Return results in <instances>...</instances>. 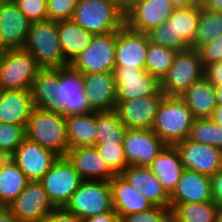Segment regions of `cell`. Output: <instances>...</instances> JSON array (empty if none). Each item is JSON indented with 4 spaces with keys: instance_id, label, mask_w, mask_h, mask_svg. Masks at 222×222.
Returning <instances> with one entry per match:
<instances>
[{
    "instance_id": "6da1fadb",
    "label": "cell",
    "mask_w": 222,
    "mask_h": 222,
    "mask_svg": "<svg viewBox=\"0 0 222 222\" xmlns=\"http://www.w3.org/2000/svg\"><path fill=\"white\" fill-rule=\"evenodd\" d=\"M34 106L63 116L92 112L83 74L71 65L42 69L31 88Z\"/></svg>"
},
{
    "instance_id": "7a4b0ae2",
    "label": "cell",
    "mask_w": 222,
    "mask_h": 222,
    "mask_svg": "<svg viewBox=\"0 0 222 222\" xmlns=\"http://www.w3.org/2000/svg\"><path fill=\"white\" fill-rule=\"evenodd\" d=\"M195 117L179 96H164L161 100L153 132L169 146L188 139Z\"/></svg>"
},
{
    "instance_id": "3957f363",
    "label": "cell",
    "mask_w": 222,
    "mask_h": 222,
    "mask_svg": "<svg viewBox=\"0 0 222 222\" xmlns=\"http://www.w3.org/2000/svg\"><path fill=\"white\" fill-rule=\"evenodd\" d=\"M25 132L27 139L54 151L59 156H66L69 150L66 116L61 113L35 107Z\"/></svg>"
},
{
    "instance_id": "277c9868",
    "label": "cell",
    "mask_w": 222,
    "mask_h": 222,
    "mask_svg": "<svg viewBox=\"0 0 222 222\" xmlns=\"http://www.w3.org/2000/svg\"><path fill=\"white\" fill-rule=\"evenodd\" d=\"M72 20L94 35L118 31L125 25L120 5L111 0H79Z\"/></svg>"
},
{
    "instance_id": "5b68a950",
    "label": "cell",
    "mask_w": 222,
    "mask_h": 222,
    "mask_svg": "<svg viewBox=\"0 0 222 222\" xmlns=\"http://www.w3.org/2000/svg\"><path fill=\"white\" fill-rule=\"evenodd\" d=\"M23 49L29 52L43 69L70 65L64 58L58 40L57 21L32 22Z\"/></svg>"
},
{
    "instance_id": "8992f818",
    "label": "cell",
    "mask_w": 222,
    "mask_h": 222,
    "mask_svg": "<svg viewBox=\"0 0 222 222\" xmlns=\"http://www.w3.org/2000/svg\"><path fill=\"white\" fill-rule=\"evenodd\" d=\"M205 68L197 49L177 52L167 74L161 80L165 96H181L193 83L204 77Z\"/></svg>"
},
{
    "instance_id": "52a82bcc",
    "label": "cell",
    "mask_w": 222,
    "mask_h": 222,
    "mask_svg": "<svg viewBox=\"0 0 222 222\" xmlns=\"http://www.w3.org/2000/svg\"><path fill=\"white\" fill-rule=\"evenodd\" d=\"M43 68L24 49H6L0 62V86L4 90H31Z\"/></svg>"
},
{
    "instance_id": "ba28073f",
    "label": "cell",
    "mask_w": 222,
    "mask_h": 222,
    "mask_svg": "<svg viewBox=\"0 0 222 222\" xmlns=\"http://www.w3.org/2000/svg\"><path fill=\"white\" fill-rule=\"evenodd\" d=\"M65 208L86 219L106 212H115L112 191L108 181L84 180Z\"/></svg>"
},
{
    "instance_id": "9c48e42d",
    "label": "cell",
    "mask_w": 222,
    "mask_h": 222,
    "mask_svg": "<svg viewBox=\"0 0 222 222\" xmlns=\"http://www.w3.org/2000/svg\"><path fill=\"white\" fill-rule=\"evenodd\" d=\"M117 31L94 35L91 43L70 65L83 75L114 72Z\"/></svg>"
},
{
    "instance_id": "30bf717a",
    "label": "cell",
    "mask_w": 222,
    "mask_h": 222,
    "mask_svg": "<svg viewBox=\"0 0 222 222\" xmlns=\"http://www.w3.org/2000/svg\"><path fill=\"white\" fill-rule=\"evenodd\" d=\"M55 207H65L84 181L66 156H60L39 180Z\"/></svg>"
},
{
    "instance_id": "8fae6325",
    "label": "cell",
    "mask_w": 222,
    "mask_h": 222,
    "mask_svg": "<svg viewBox=\"0 0 222 222\" xmlns=\"http://www.w3.org/2000/svg\"><path fill=\"white\" fill-rule=\"evenodd\" d=\"M116 101H128L142 96L165 95L161 81L145 69L115 66Z\"/></svg>"
},
{
    "instance_id": "7c38bea8",
    "label": "cell",
    "mask_w": 222,
    "mask_h": 222,
    "mask_svg": "<svg viewBox=\"0 0 222 222\" xmlns=\"http://www.w3.org/2000/svg\"><path fill=\"white\" fill-rule=\"evenodd\" d=\"M8 208L21 222H40L56 207L40 181H29Z\"/></svg>"
},
{
    "instance_id": "4fadbf2b",
    "label": "cell",
    "mask_w": 222,
    "mask_h": 222,
    "mask_svg": "<svg viewBox=\"0 0 222 222\" xmlns=\"http://www.w3.org/2000/svg\"><path fill=\"white\" fill-rule=\"evenodd\" d=\"M123 146L129 166L149 167L167 145L152 129H128L124 136Z\"/></svg>"
},
{
    "instance_id": "5bb4252c",
    "label": "cell",
    "mask_w": 222,
    "mask_h": 222,
    "mask_svg": "<svg viewBox=\"0 0 222 222\" xmlns=\"http://www.w3.org/2000/svg\"><path fill=\"white\" fill-rule=\"evenodd\" d=\"M174 146L179 151L185 170L212 177L222 168V150L219 148L203 145L189 138Z\"/></svg>"
},
{
    "instance_id": "9a60e30c",
    "label": "cell",
    "mask_w": 222,
    "mask_h": 222,
    "mask_svg": "<svg viewBox=\"0 0 222 222\" xmlns=\"http://www.w3.org/2000/svg\"><path fill=\"white\" fill-rule=\"evenodd\" d=\"M60 156L25 138L10 158L30 181H39Z\"/></svg>"
},
{
    "instance_id": "2e32d148",
    "label": "cell",
    "mask_w": 222,
    "mask_h": 222,
    "mask_svg": "<svg viewBox=\"0 0 222 222\" xmlns=\"http://www.w3.org/2000/svg\"><path fill=\"white\" fill-rule=\"evenodd\" d=\"M165 95H150L116 101L115 112L128 129H152L158 106Z\"/></svg>"
},
{
    "instance_id": "e0dca14e",
    "label": "cell",
    "mask_w": 222,
    "mask_h": 222,
    "mask_svg": "<svg viewBox=\"0 0 222 222\" xmlns=\"http://www.w3.org/2000/svg\"><path fill=\"white\" fill-rule=\"evenodd\" d=\"M147 33L128 28L126 25L117 31L115 66L144 69L149 47Z\"/></svg>"
},
{
    "instance_id": "ac0fdd59",
    "label": "cell",
    "mask_w": 222,
    "mask_h": 222,
    "mask_svg": "<svg viewBox=\"0 0 222 222\" xmlns=\"http://www.w3.org/2000/svg\"><path fill=\"white\" fill-rule=\"evenodd\" d=\"M31 23L13 0L0 2V41L5 49H23Z\"/></svg>"
},
{
    "instance_id": "d6986e66",
    "label": "cell",
    "mask_w": 222,
    "mask_h": 222,
    "mask_svg": "<svg viewBox=\"0 0 222 222\" xmlns=\"http://www.w3.org/2000/svg\"><path fill=\"white\" fill-rule=\"evenodd\" d=\"M66 157L83 180L109 182L116 175L108 167L95 146L70 148Z\"/></svg>"
},
{
    "instance_id": "ffe728a7",
    "label": "cell",
    "mask_w": 222,
    "mask_h": 222,
    "mask_svg": "<svg viewBox=\"0 0 222 222\" xmlns=\"http://www.w3.org/2000/svg\"><path fill=\"white\" fill-rule=\"evenodd\" d=\"M84 92L90 108L95 112L116 108V83L113 72L83 75Z\"/></svg>"
},
{
    "instance_id": "44dd1931",
    "label": "cell",
    "mask_w": 222,
    "mask_h": 222,
    "mask_svg": "<svg viewBox=\"0 0 222 222\" xmlns=\"http://www.w3.org/2000/svg\"><path fill=\"white\" fill-rule=\"evenodd\" d=\"M174 9L170 0H146L125 16V25L132 30L147 33L168 20Z\"/></svg>"
},
{
    "instance_id": "7402d4cb",
    "label": "cell",
    "mask_w": 222,
    "mask_h": 222,
    "mask_svg": "<svg viewBox=\"0 0 222 222\" xmlns=\"http://www.w3.org/2000/svg\"><path fill=\"white\" fill-rule=\"evenodd\" d=\"M209 201H213L211 177L184 170L175 190L170 195V204L204 203Z\"/></svg>"
},
{
    "instance_id": "603a6c76",
    "label": "cell",
    "mask_w": 222,
    "mask_h": 222,
    "mask_svg": "<svg viewBox=\"0 0 222 222\" xmlns=\"http://www.w3.org/2000/svg\"><path fill=\"white\" fill-rule=\"evenodd\" d=\"M121 175L154 206L170 208V195L150 167L131 165Z\"/></svg>"
},
{
    "instance_id": "cb8c5ba5",
    "label": "cell",
    "mask_w": 222,
    "mask_h": 222,
    "mask_svg": "<svg viewBox=\"0 0 222 222\" xmlns=\"http://www.w3.org/2000/svg\"><path fill=\"white\" fill-rule=\"evenodd\" d=\"M113 209L121 218L138 212L150 210L154 205L138 190L131 187L121 174L110 181Z\"/></svg>"
},
{
    "instance_id": "d4e9b609",
    "label": "cell",
    "mask_w": 222,
    "mask_h": 222,
    "mask_svg": "<svg viewBox=\"0 0 222 222\" xmlns=\"http://www.w3.org/2000/svg\"><path fill=\"white\" fill-rule=\"evenodd\" d=\"M34 108L31 90H4L0 100V122L26 126Z\"/></svg>"
},
{
    "instance_id": "484cf974",
    "label": "cell",
    "mask_w": 222,
    "mask_h": 222,
    "mask_svg": "<svg viewBox=\"0 0 222 222\" xmlns=\"http://www.w3.org/2000/svg\"><path fill=\"white\" fill-rule=\"evenodd\" d=\"M149 167L169 195L175 190L185 170L179 151L175 146L169 145L156 156Z\"/></svg>"
},
{
    "instance_id": "4316f807",
    "label": "cell",
    "mask_w": 222,
    "mask_h": 222,
    "mask_svg": "<svg viewBox=\"0 0 222 222\" xmlns=\"http://www.w3.org/2000/svg\"><path fill=\"white\" fill-rule=\"evenodd\" d=\"M195 119L211 118L216 108L214 86L204 76L193 83L181 96Z\"/></svg>"
},
{
    "instance_id": "83f0119b",
    "label": "cell",
    "mask_w": 222,
    "mask_h": 222,
    "mask_svg": "<svg viewBox=\"0 0 222 222\" xmlns=\"http://www.w3.org/2000/svg\"><path fill=\"white\" fill-rule=\"evenodd\" d=\"M57 34L64 58L69 64L90 45L94 36L72 19L57 21Z\"/></svg>"
},
{
    "instance_id": "f1b7e54d",
    "label": "cell",
    "mask_w": 222,
    "mask_h": 222,
    "mask_svg": "<svg viewBox=\"0 0 222 222\" xmlns=\"http://www.w3.org/2000/svg\"><path fill=\"white\" fill-rule=\"evenodd\" d=\"M66 136L69 149L78 146H95L97 137L96 112L66 116Z\"/></svg>"
},
{
    "instance_id": "f546056e",
    "label": "cell",
    "mask_w": 222,
    "mask_h": 222,
    "mask_svg": "<svg viewBox=\"0 0 222 222\" xmlns=\"http://www.w3.org/2000/svg\"><path fill=\"white\" fill-rule=\"evenodd\" d=\"M29 181L25 173L9 158L0 167V206L8 207Z\"/></svg>"
},
{
    "instance_id": "4dcf8cb0",
    "label": "cell",
    "mask_w": 222,
    "mask_h": 222,
    "mask_svg": "<svg viewBox=\"0 0 222 222\" xmlns=\"http://www.w3.org/2000/svg\"><path fill=\"white\" fill-rule=\"evenodd\" d=\"M201 6L174 9L169 17L173 21L174 40H180L187 48L193 46V41L200 18Z\"/></svg>"
},
{
    "instance_id": "1f68e13d",
    "label": "cell",
    "mask_w": 222,
    "mask_h": 222,
    "mask_svg": "<svg viewBox=\"0 0 222 222\" xmlns=\"http://www.w3.org/2000/svg\"><path fill=\"white\" fill-rule=\"evenodd\" d=\"M217 205L204 203L170 204L172 222H216Z\"/></svg>"
},
{
    "instance_id": "d6a6232c",
    "label": "cell",
    "mask_w": 222,
    "mask_h": 222,
    "mask_svg": "<svg viewBox=\"0 0 222 222\" xmlns=\"http://www.w3.org/2000/svg\"><path fill=\"white\" fill-rule=\"evenodd\" d=\"M96 144H123L128 128L120 121L115 110L96 112Z\"/></svg>"
},
{
    "instance_id": "836d02e7",
    "label": "cell",
    "mask_w": 222,
    "mask_h": 222,
    "mask_svg": "<svg viewBox=\"0 0 222 222\" xmlns=\"http://www.w3.org/2000/svg\"><path fill=\"white\" fill-rule=\"evenodd\" d=\"M222 35V12H215L201 6L200 18L196 29L192 49H199L204 44Z\"/></svg>"
},
{
    "instance_id": "e575fe53",
    "label": "cell",
    "mask_w": 222,
    "mask_h": 222,
    "mask_svg": "<svg viewBox=\"0 0 222 222\" xmlns=\"http://www.w3.org/2000/svg\"><path fill=\"white\" fill-rule=\"evenodd\" d=\"M177 51L149 42L145 59V71L160 81L170 69Z\"/></svg>"
},
{
    "instance_id": "d590c367",
    "label": "cell",
    "mask_w": 222,
    "mask_h": 222,
    "mask_svg": "<svg viewBox=\"0 0 222 222\" xmlns=\"http://www.w3.org/2000/svg\"><path fill=\"white\" fill-rule=\"evenodd\" d=\"M189 139L222 150V127L211 118L195 119Z\"/></svg>"
},
{
    "instance_id": "8d00e7d4",
    "label": "cell",
    "mask_w": 222,
    "mask_h": 222,
    "mask_svg": "<svg viewBox=\"0 0 222 222\" xmlns=\"http://www.w3.org/2000/svg\"><path fill=\"white\" fill-rule=\"evenodd\" d=\"M95 148L115 174H121L129 167L123 144L103 143L96 144Z\"/></svg>"
},
{
    "instance_id": "74e56055",
    "label": "cell",
    "mask_w": 222,
    "mask_h": 222,
    "mask_svg": "<svg viewBox=\"0 0 222 222\" xmlns=\"http://www.w3.org/2000/svg\"><path fill=\"white\" fill-rule=\"evenodd\" d=\"M147 34L149 41L153 44L170 48L177 52L187 49L180 40H174L173 21L169 19L151 29Z\"/></svg>"
},
{
    "instance_id": "f35d334b",
    "label": "cell",
    "mask_w": 222,
    "mask_h": 222,
    "mask_svg": "<svg viewBox=\"0 0 222 222\" xmlns=\"http://www.w3.org/2000/svg\"><path fill=\"white\" fill-rule=\"evenodd\" d=\"M26 126L0 122V149L11 156L26 138Z\"/></svg>"
},
{
    "instance_id": "ab89813d",
    "label": "cell",
    "mask_w": 222,
    "mask_h": 222,
    "mask_svg": "<svg viewBox=\"0 0 222 222\" xmlns=\"http://www.w3.org/2000/svg\"><path fill=\"white\" fill-rule=\"evenodd\" d=\"M79 0H48L47 20L63 21L72 19Z\"/></svg>"
},
{
    "instance_id": "60d3db41",
    "label": "cell",
    "mask_w": 222,
    "mask_h": 222,
    "mask_svg": "<svg viewBox=\"0 0 222 222\" xmlns=\"http://www.w3.org/2000/svg\"><path fill=\"white\" fill-rule=\"evenodd\" d=\"M18 9L31 21L47 20V0H13Z\"/></svg>"
},
{
    "instance_id": "b9f144b4",
    "label": "cell",
    "mask_w": 222,
    "mask_h": 222,
    "mask_svg": "<svg viewBox=\"0 0 222 222\" xmlns=\"http://www.w3.org/2000/svg\"><path fill=\"white\" fill-rule=\"evenodd\" d=\"M171 209L154 206L148 211L133 213L123 217V222H170Z\"/></svg>"
},
{
    "instance_id": "7bdbcfd3",
    "label": "cell",
    "mask_w": 222,
    "mask_h": 222,
    "mask_svg": "<svg viewBox=\"0 0 222 222\" xmlns=\"http://www.w3.org/2000/svg\"><path fill=\"white\" fill-rule=\"evenodd\" d=\"M198 51L204 68L207 65L222 62V35L204 44Z\"/></svg>"
},
{
    "instance_id": "ee69618b",
    "label": "cell",
    "mask_w": 222,
    "mask_h": 222,
    "mask_svg": "<svg viewBox=\"0 0 222 222\" xmlns=\"http://www.w3.org/2000/svg\"><path fill=\"white\" fill-rule=\"evenodd\" d=\"M40 222H83V219L65 207H56Z\"/></svg>"
},
{
    "instance_id": "f6af8a7d",
    "label": "cell",
    "mask_w": 222,
    "mask_h": 222,
    "mask_svg": "<svg viewBox=\"0 0 222 222\" xmlns=\"http://www.w3.org/2000/svg\"><path fill=\"white\" fill-rule=\"evenodd\" d=\"M204 72V76L213 86L222 85V62L207 65Z\"/></svg>"
},
{
    "instance_id": "bcb514c9",
    "label": "cell",
    "mask_w": 222,
    "mask_h": 222,
    "mask_svg": "<svg viewBox=\"0 0 222 222\" xmlns=\"http://www.w3.org/2000/svg\"><path fill=\"white\" fill-rule=\"evenodd\" d=\"M211 179L213 201L217 206H222V168Z\"/></svg>"
},
{
    "instance_id": "7dc6e473",
    "label": "cell",
    "mask_w": 222,
    "mask_h": 222,
    "mask_svg": "<svg viewBox=\"0 0 222 222\" xmlns=\"http://www.w3.org/2000/svg\"><path fill=\"white\" fill-rule=\"evenodd\" d=\"M83 222H123V218L116 212H106L83 219Z\"/></svg>"
},
{
    "instance_id": "c3c4849f",
    "label": "cell",
    "mask_w": 222,
    "mask_h": 222,
    "mask_svg": "<svg viewBox=\"0 0 222 222\" xmlns=\"http://www.w3.org/2000/svg\"><path fill=\"white\" fill-rule=\"evenodd\" d=\"M0 222H21L13 212L5 206H0Z\"/></svg>"
},
{
    "instance_id": "681fc988",
    "label": "cell",
    "mask_w": 222,
    "mask_h": 222,
    "mask_svg": "<svg viewBox=\"0 0 222 222\" xmlns=\"http://www.w3.org/2000/svg\"><path fill=\"white\" fill-rule=\"evenodd\" d=\"M146 0H123L120 5L121 12L126 16L133 8Z\"/></svg>"
},
{
    "instance_id": "f907efd6",
    "label": "cell",
    "mask_w": 222,
    "mask_h": 222,
    "mask_svg": "<svg viewBox=\"0 0 222 222\" xmlns=\"http://www.w3.org/2000/svg\"><path fill=\"white\" fill-rule=\"evenodd\" d=\"M202 7L215 12H222V0H206Z\"/></svg>"
},
{
    "instance_id": "816d5d0a",
    "label": "cell",
    "mask_w": 222,
    "mask_h": 222,
    "mask_svg": "<svg viewBox=\"0 0 222 222\" xmlns=\"http://www.w3.org/2000/svg\"><path fill=\"white\" fill-rule=\"evenodd\" d=\"M170 2L175 9L195 6L192 0H170Z\"/></svg>"
},
{
    "instance_id": "f5cc1de1",
    "label": "cell",
    "mask_w": 222,
    "mask_h": 222,
    "mask_svg": "<svg viewBox=\"0 0 222 222\" xmlns=\"http://www.w3.org/2000/svg\"><path fill=\"white\" fill-rule=\"evenodd\" d=\"M211 119L219 126L222 127V105H217L213 111Z\"/></svg>"
},
{
    "instance_id": "db71d44e",
    "label": "cell",
    "mask_w": 222,
    "mask_h": 222,
    "mask_svg": "<svg viewBox=\"0 0 222 222\" xmlns=\"http://www.w3.org/2000/svg\"><path fill=\"white\" fill-rule=\"evenodd\" d=\"M216 105H222V85L214 86Z\"/></svg>"
},
{
    "instance_id": "11a10c76",
    "label": "cell",
    "mask_w": 222,
    "mask_h": 222,
    "mask_svg": "<svg viewBox=\"0 0 222 222\" xmlns=\"http://www.w3.org/2000/svg\"><path fill=\"white\" fill-rule=\"evenodd\" d=\"M10 158L3 150L0 149V167Z\"/></svg>"
},
{
    "instance_id": "9f6ffc18",
    "label": "cell",
    "mask_w": 222,
    "mask_h": 222,
    "mask_svg": "<svg viewBox=\"0 0 222 222\" xmlns=\"http://www.w3.org/2000/svg\"><path fill=\"white\" fill-rule=\"evenodd\" d=\"M216 222H222V206L217 207V218Z\"/></svg>"
},
{
    "instance_id": "6f0895ef",
    "label": "cell",
    "mask_w": 222,
    "mask_h": 222,
    "mask_svg": "<svg viewBox=\"0 0 222 222\" xmlns=\"http://www.w3.org/2000/svg\"><path fill=\"white\" fill-rule=\"evenodd\" d=\"M192 2H193L195 5L203 6V4L206 2V0H192Z\"/></svg>"
},
{
    "instance_id": "680465c9",
    "label": "cell",
    "mask_w": 222,
    "mask_h": 222,
    "mask_svg": "<svg viewBox=\"0 0 222 222\" xmlns=\"http://www.w3.org/2000/svg\"><path fill=\"white\" fill-rule=\"evenodd\" d=\"M5 51H6V50H0V62H1L2 56H3V54H4Z\"/></svg>"
},
{
    "instance_id": "91938a15",
    "label": "cell",
    "mask_w": 222,
    "mask_h": 222,
    "mask_svg": "<svg viewBox=\"0 0 222 222\" xmlns=\"http://www.w3.org/2000/svg\"><path fill=\"white\" fill-rule=\"evenodd\" d=\"M111 1H114V2L117 3L118 5H121V2H122L123 0H111Z\"/></svg>"
},
{
    "instance_id": "94428289",
    "label": "cell",
    "mask_w": 222,
    "mask_h": 222,
    "mask_svg": "<svg viewBox=\"0 0 222 222\" xmlns=\"http://www.w3.org/2000/svg\"><path fill=\"white\" fill-rule=\"evenodd\" d=\"M3 92H4V89L0 86V100H1Z\"/></svg>"
},
{
    "instance_id": "6125c7cd",
    "label": "cell",
    "mask_w": 222,
    "mask_h": 222,
    "mask_svg": "<svg viewBox=\"0 0 222 222\" xmlns=\"http://www.w3.org/2000/svg\"><path fill=\"white\" fill-rule=\"evenodd\" d=\"M0 50H6L0 41Z\"/></svg>"
}]
</instances>
